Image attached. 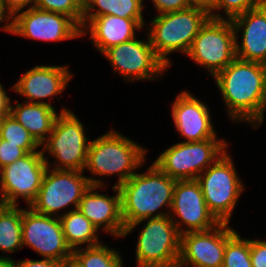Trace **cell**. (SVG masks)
<instances>
[{"label": "cell", "mask_w": 266, "mask_h": 267, "mask_svg": "<svg viewBox=\"0 0 266 267\" xmlns=\"http://www.w3.org/2000/svg\"><path fill=\"white\" fill-rule=\"evenodd\" d=\"M68 70L67 66L38 65L23 74L11 89L25 96V102L52 106L51 103L42 100L52 99L51 97L64 91L73 76Z\"/></svg>", "instance_id": "ac0fdd59"}, {"label": "cell", "mask_w": 266, "mask_h": 267, "mask_svg": "<svg viewBox=\"0 0 266 267\" xmlns=\"http://www.w3.org/2000/svg\"><path fill=\"white\" fill-rule=\"evenodd\" d=\"M50 169L48 166L38 195L29 206L43 215L60 217L58 211L71 204L75 210L91 185L105 186L101 179L86 177L82 171Z\"/></svg>", "instance_id": "52a82bcc"}, {"label": "cell", "mask_w": 266, "mask_h": 267, "mask_svg": "<svg viewBox=\"0 0 266 267\" xmlns=\"http://www.w3.org/2000/svg\"><path fill=\"white\" fill-rule=\"evenodd\" d=\"M175 184L176 180L153 162L145 173H135L120 185L121 215L125 228L140 220L169 215L168 211H157L163 206L170 211Z\"/></svg>", "instance_id": "7a4b0ae2"}, {"label": "cell", "mask_w": 266, "mask_h": 267, "mask_svg": "<svg viewBox=\"0 0 266 267\" xmlns=\"http://www.w3.org/2000/svg\"><path fill=\"white\" fill-rule=\"evenodd\" d=\"M8 205L0 199V213L7 207Z\"/></svg>", "instance_id": "ab89813d"}, {"label": "cell", "mask_w": 266, "mask_h": 267, "mask_svg": "<svg viewBox=\"0 0 266 267\" xmlns=\"http://www.w3.org/2000/svg\"><path fill=\"white\" fill-rule=\"evenodd\" d=\"M144 0H83L82 28L94 17L113 15L122 18H144ZM95 11V12H93Z\"/></svg>", "instance_id": "cb8c5ba5"}, {"label": "cell", "mask_w": 266, "mask_h": 267, "mask_svg": "<svg viewBox=\"0 0 266 267\" xmlns=\"http://www.w3.org/2000/svg\"><path fill=\"white\" fill-rule=\"evenodd\" d=\"M12 107L10 114L35 138L41 145L51 134L54 122L59 114L54 106L45 103L18 104Z\"/></svg>", "instance_id": "7402d4cb"}, {"label": "cell", "mask_w": 266, "mask_h": 267, "mask_svg": "<svg viewBox=\"0 0 266 267\" xmlns=\"http://www.w3.org/2000/svg\"><path fill=\"white\" fill-rule=\"evenodd\" d=\"M130 138L115 130L90 141L85 169L93 175L110 176L119 174L116 187L126 182L138 167L146 161V152Z\"/></svg>", "instance_id": "277c9868"}, {"label": "cell", "mask_w": 266, "mask_h": 267, "mask_svg": "<svg viewBox=\"0 0 266 267\" xmlns=\"http://www.w3.org/2000/svg\"><path fill=\"white\" fill-rule=\"evenodd\" d=\"M98 188H103V186L91 185L84 193L77 209L98 230L103 226V231L114 235L116 238L123 237L125 225L121 215V195L119 188L113 185L112 190L116 191V195L112 197L106 194H100L96 191Z\"/></svg>", "instance_id": "ffe728a7"}, {"label": "cell", "mask_w": 266, "mask_h": 267, "mask_svg": "<svg viewBox=\"0 0 266 267\" xmlns=\"http://www.w3.org/2000/svg\"><path fill=\"white\" fill-rule=\"evenodd\" d=\"M50 167L42 150L27 153L10 165L0 169L1 200L17 206L18 197L28 206L36 199L44 174Z\"/></svg>", "instance_id": "8fae6325"}, {"label": "cell", "mask_w": 266, "mask_h": 267, "mask_svg": "<svg viewBox=\"0 0 266 267\" xmlns=\"http://www.w3.org/2000/svg\"><path fill=\"white\" fill-rule=\"evenodd\" d=\"M85 133L83 124L75 114L63 107L54 122L51 134L41 144L44 154L47 152L56 158L52 163L53 169L84 172L90 144Z\"/></svg>", "instance_id": "ba28073f"}, {"label": "cell", "mask_w": 266, "mask_h": 267, "mask_svg": "<svg viewBox=\"0 0 266 267\" xmlns=\"http://www.w3.org/2000/svg\"><path fill=\"white\" fill-rule=\"evenodd\" d=\"M148 220L138 234L137 267H177L181 234L169 215L137 221L125 228L123 237Z\"/></svg>", "instance_id": "5b68a950"}, {"label": "cell", "mask_w": 266, "mask_h": 267, "mask_svg": "<svg viewBox=\"0 0 266 267\" xmlns=\"http://www.w3.org/2000/svg\"><path fill=\"white\" fill-rule=\"evenodd\" d=\"M146 41L134 38L107 49L103 55L109 60L114 72L129 82L135 80H156L155 77L168 69L156 56L149 37ZM156 75V76H155Z\"/></svg>", "instance_id": "4fadbf2b"}, {"label": "cell", "mask_w": 266, "mask_h": 267, "mask_svg": "<svg viewBox=\"0 0 266 267\" xmlns=\"http://www.w3.org/2000/svg\"><path fill=\"white\" fill-rule=\"evenodd\" d=\"M252 267H266V240L250 239Z\"/></svg>", "instance_id": "d6a6232c"}, {"label": "cell", "mask_w": 266, "mask_h": 267, "mask_svg": "<svg viewBox=\"0 0 266 267\" xmlns=\"http://www.w3.org/2000/svg\"><path fill=\"white\" fill-rule=\"evenodd\" d=\"M172 104L173 123L184 142L217 139L209 108L202 101L184 91Z\"/></svg>", "instance_id": "e0dca14e"}, {"label": "cell", "mask_w": 266, "mask_h": 267, "mask_svg": "<svg viewBox=\"0 0 266 267\" xmlns=\"http://www.w3.org/2000/svg\"><path fill=\"white\" fill-rule=\"evenodd\" d=\"M0 139L23 148L27 153L37 151L41 146L11 114L3 118Z\"/></svg>", "instance_id": "83f0119b"}, {"label": "cell", "mask_w": 266, "mask_h": 267, "mask_svg": "<svg viewBox=\"0 0 266 267\" xmlns=\"http://www.w3.org/2000/svg\"><path fill=\"white\" fill-rule=\"evenodd\" d=\"M209 212L219 223H230L233 209L245 190L230 155L223 153L196 179Z\"/></svg>", "instance_id": "8992f818"}, {"label": "cell", "mask_w": 266, "mask_h": 267, "mask_svg": "<svg viewBox=\"0 0 266 267\" xmlns=\"http://www.w3.org/2000/svg\"><path fill=\"white\" fill-rule=\"evenodd\" d=\"M22 247V209L8 205L0 213V251L12 253Z\"/></svg>", "instance_id": "d4e9b609"}, {"label": "cell", "mask_w": 266, "mask_h": 267, "mask_svg": "<svg viewBox=\"0 0 266 267\" xmlns=\"http://www.w3.org/2000/svg\"><path fill=\"white\" fill-rule=\"evenodd\" d=\"M224 139L179 142L158 156L154 163L170 178L195 180L226 152Z\"/></svg>", "instance_id": "9c48e42d"}, {"label": "cell", "mask_w": 266, "mask_h": 267, "mask_svg": "<svg viewBox=\"0 0 266 267\" xmlns=\"http://www.w3.org/2000/svg\"><path fill=\"white\" fill-rule=\"evenodd\" d=\"M71 261L77 267H123L118 251L102 243L73 250Z\"/></svg>", "instance_id": "484cf974"}, {"label": "cell", "mask_w": 266, "mask_h": 267, "mask_svg": "<svg viewBox=\"0 0 266 267\" xmlns=\"http://www.w3.org/2000/svg\"><path fill=\"white\" fill-rule=\"evenodd\" d=\"M227 243V223L207 231L181 235L177 267H222Z\"/></svg>", "instance_id": "2e32d148"}, {"label": "cell", "mask_w": 266, "mask_h": 267, "mask_svg": "<svg viewBox=\"0 0 266 267\" xmlns=\"http://www.w3.org/2000/svg\"><path fill=\"white\" fill-rule=\"evenodd\" d=\"M13 34L54 42L82 37V29L64 14L31 7L14 15Z\"/></svg>", "instance_id": "9a60e30c"}, {"label": "cell", "mask_w": 266, "mask_h": 267, "mask_svg": "<svg viewBox=\"0 0 266 267\" xmlns=\"http://www.w3.org/2000/svg\"><path fill=\"white\" fill-rule=\"evenodd\" d=\"M6 8L15 15L19 11L24 10L25 7H34V0H2Z\"/></svg>", "instance_id": "d590c367"}, {"label": "cell", "mask_w": 266, "mask_h": 267, "mask_svg": "<svg viewBox=\"0 0 266 267\" xmlns=\"http://www.w3.org/2000/svg\"><path fill=\"white\" fill-rule=\"evenodd\" d=\"M231 21L236 33V58L266 65V3L262 2ZM241 29L240 44L237 36Z\"/></svg>", "instance_id": "d6986e66"}, {"label": "cell", "mask_w": 266, "mask_h": 267, "mask_svg": "<svg viewBox=\"0 0 266 267\" xmlns=\"http://www.w3.org/2000/svg\"><path fill=\"white\" fill-rule=\"evenodd\" d=\"M64 264L51 260V259H41V260H21L12 262V267H63Z\"/></svg>", "instance_id": "836d02e7"}, {"label": "cell", "mask_w": 266, "mask_h": 267, "mask_svg": "<svg viewBox=\"0 0 266 267\" xmlns=\"http://www.w3.org/2000/svg\"><path fill=\"white\" fill-rule=\"evenodd\" d=\"M5 116H8V115H0V130H1V124H2L3 118H4Z\"/></svg>", "instance_id": "b9f144b4"}, {"label": "cell", "mask_w": 266, "mask_h": 267, "mask_svg": "<svg viewBox=\"0 0 266 267\" xmlns=\"http://www.w3.org/2000/svg\"><path fill=\"white\" fill-rule=\"evenodd\" d=\"M214 79L232 120L246 121L253 129L262 125L266 110L265 64L235 58Z\"/></svg>", "instance_id": "6da1fadb"}, {"label": "cell", "mask_w": 266, "mask_h": 267, "mask_svg": "<svg viewBox=\"0 0 266 267\" xmlns=\"http://www.w3.org/2000/svg\"><path fill=\"white\" fill-rule=\"evenodd\" d=\"M191 2L194 5H202L208 8L214 2V0H191Z\"/></svg>", "instance_id": "f35d334b"}, {"label": "cell", "mask_w": 266, "mask_h": 267, "mask_svg": "<svg viewBox=\"0 0 266 267\" xmlns=\"http://www.w3.org/2000/svg\"><path fill=\"white\" fill-rule=\"evenodd\" d=\"M26 154L27 152L23 148L0 139V169L10 165Z\"/></svg>", "instance_id": "4dcf8cb0"}, {"label": "cell", "mask_w": 266, "mask_h": 267, "mask_svg": "<svg viewBox=\"0 0 266 267\" xmlns=\"http://www.w3.org/2000/svg\"><path fill=\"white\" fill-rule=\"evenodd\" d=\"M13 260L14 259L10 258V256H0V267H12Z\"/></svg>", "instance_id": "74e56055"}, {"label": "cell", "mask_w": 266, "mask_h": 267, "mask_svg": "<svg viewBox=\"0 0 266 267\" xmlns=\"http://www.w3.org/2000/svg\"><path fill=\"white\" fill-rule=\"evenodd\" d=\"M34 7L64 14L72 18L82 29L83 0H34Z\"/></svg>", "instance_id": "f1b7e54d"}, {"label": "cell", "mask_w": 266, "mask_h": 267, "mask_svg": "<svg viewBox=\"0 0 266 267\" xmlns=\"http://www.w3.org/2000/svg\"><path fill=\"white\" fill-rule=\"evenodd\" d=\"M59 219L66 243L72 251L83 244L90 247L101 243L97 235L99 230L78 209L62 214Z\"/></svg>", "instance_id": "603a6c76"}, {"label": "cell", "mask_w": 266, "mask_h": 267, "mask_svg": "<svg viewBox=\"0 0 266 267\" xmlns=\"http://www.w3.org/2000/svg\"><path fill=\"white\" fill-rule=\"evenodd\" d=\"M262 2L260 0H214V2L208 7L209 14L211 18L215 19H225L222 18L218 12L217 14L213 11L223 10L227 20H232L233 18L244 14L246 11L251 10L259 6Z\"/></svg>", "instance_id": "f546056e"}, {"label": "cell", "mask_w": 266, "mask_h": 267, "mask_svg": "<svg viewBox=\"0 0 266 267\" xmlns=\"http://www.w3.org/2000/svg\"><path fill=\"white\" fill-rule=\"evenodd\" d=\"M152 2L160 14L181 11L193 5L191 0H152Z\"/></svg>", "instance_id": "1f68e13d"}, {"label": "cell", "mask_w": 266, "mask_h": 267, "mask_svg": "<svg viewBox=\"0 0 266 267\" xmlns=\"http://www.w3.org/2000/svg\"><path fill=\"white\" fill-rule=\"evenodd\" d=\"M209 18L207 7L194 4L181 11L158 14L147 29L156 56L166 67L171 66L167 56L175 51L187 54L194 38Z\"/></svg>", "instance_id": "3957f363"}, {"label": "cell", "mask_w": 266, "mask_h": 267, "mask_svg": "<svg viewBox=\"0 0 266 267\" xmlns=\"http://www.w3.org/2000/svg\"><path fill=\"white\" fill-rule=\"evenodd\" d=\"M63 267H77L72 261H68Z\"/></svg>", "instance_id": "60d3db41"}, {"label": "cell", "mask_w": 266, "mask_h": 267, "mask_svg": "<svg viewBox=\"0 0 266 267\" xmlns=\"http://www.w3.org/2000/svg\"><path fill=\"white\" fill-rule=\"evenodd\" d=\"M10 97L6 94L3 85L0 83V115H10Z\"/></svg>", "instance_id": "8d00e7d4"}, {"label": "cell", "mask_w": 266, "mask_h": 267, "mask_svg": "<svg viewBox=\"0 0 266 267\" xmlns=\"http://www.w3.org/2000/svg\"><path fill=\"white\" fill-rule=\"evenodd\" d=\"M170 210V219L181 235L188 232L207 231L219 224L209 212L201 186L196 179L176 180ZM177 217L181 222L176 219ZM183 224L187 228L181 227Z\"/></svg>", "instance_id": "5bb4252c"}, {"label": "cell", "mask_w": 266, "mask_h": 267, "mask_svg": "<svg viewBox=\"0 0 266 267\" xmlns=\"http://www.w3.org/2000/svg\"><path fill=\"white\" fill-rule=\"evenodd\" d=\"M236 33L231 20L209 18L186 55L206 67L213 78L236 58Z\"/></svg>", "instance_id": "30bf717a"}, {"label": "cell", "mask_w": 266, "mask_h": 267, "mask_svg": "<svg viewBox=\"0 0 266 267\" xmlns=\"http://www.w3.org/2000/svg\"><path fill=\"white\" fill-rule=\"evenodd\" d=\"M143 26H145L144 18H122L103 15L92 18L82 28V35H86L88 29L89 33H91L90 38L94 43V47L103 54L113 46L136 38L135 29L141 30Z\"/></svg>", "instance_id": "44dd1931"}, {"label": "cell", "mask_w": 266, "mask_h": 267, "mask_svg": "<svg viewBox=\"0 0 266 267\" xmlns=\"http://www.w3.org/2000/svg\"><path fill=\"white\" fill-rule=\"evenodd\" d=\"M22 245L29 246L44 259L64 265L72 260L58 216L43 215L28 206L22 209Z\"/></svg>", "instance_id": "7c38bea8"}, {"label": "cell", "mask_w": 266, "mask_h": 267, "mask_svg": "<svg viewBox=\"0 0 266 267\" xmlns=\"http://www.w3.org/2000/svg\"><path fill=\"white\" fill-rule=\"evenodd\" d=\"M222 267H252L250 239L241 238L227 223V243Z\"/></svg>", "instance_id": "4316f807"}, {"label": "cell", "mask_w": 266, "mask_h": 267, "mask_svg": "<svg viewBox=\"0 0 266 267\" xmlns=\"http://www.w3.org/2000/svg\"><path fill=\"white\" fill-rule=\"evenodd\" d=\"M2 21H6V24H3L4 26H2L1 29L13 34L14 15L6 8L4 2L0 0V24Z\"/></svg>", "instance_id": "e575fe53"}]
</instances>
